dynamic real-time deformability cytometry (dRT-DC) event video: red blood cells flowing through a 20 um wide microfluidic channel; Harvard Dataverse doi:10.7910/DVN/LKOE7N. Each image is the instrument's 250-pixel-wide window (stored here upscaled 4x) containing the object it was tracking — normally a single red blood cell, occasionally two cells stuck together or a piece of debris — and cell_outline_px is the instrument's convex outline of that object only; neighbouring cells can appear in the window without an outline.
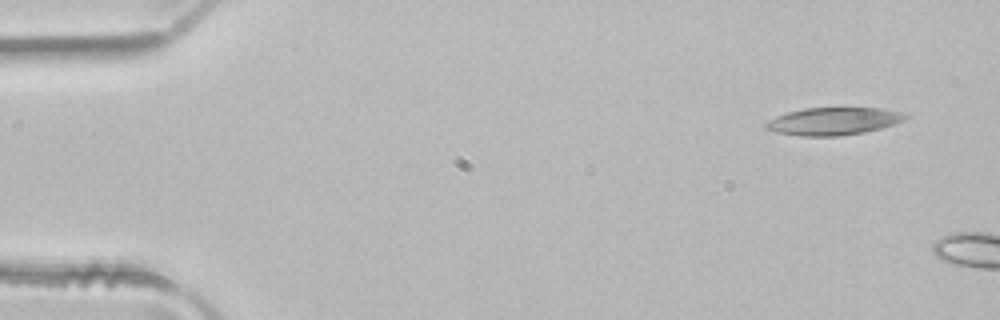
{"species": "common noctule bat (a hibernating species)", "species_latin": "Nyctalus noctula", "temperature_condition": "room temperature", "stored_images_in_passage": 2, "camera_frame_rate_fps": 3000, "um_per_image_px": 0.085, "animal": {"sex": "male", "body_mass_g": 21.5, "forearm_length_mm": 52.0}, "frame": {"image": 1, "passage_image": 1, "time_ms": 0.0, "image_size_px": [1000, 320], "cell_outline_px": [[912, 116], [896, 124], [864, 132], [840, 136], [800, 136], [776, 132], [764, 128], [764, 124], [768, 120], [776, 116], [788, 112], [804, 108], [884, 108], [900, 112]], "centroid_in_image_um": [70.86, 10.3], "position_along_channel_um": 14.1, "area_um2": 22.54}}